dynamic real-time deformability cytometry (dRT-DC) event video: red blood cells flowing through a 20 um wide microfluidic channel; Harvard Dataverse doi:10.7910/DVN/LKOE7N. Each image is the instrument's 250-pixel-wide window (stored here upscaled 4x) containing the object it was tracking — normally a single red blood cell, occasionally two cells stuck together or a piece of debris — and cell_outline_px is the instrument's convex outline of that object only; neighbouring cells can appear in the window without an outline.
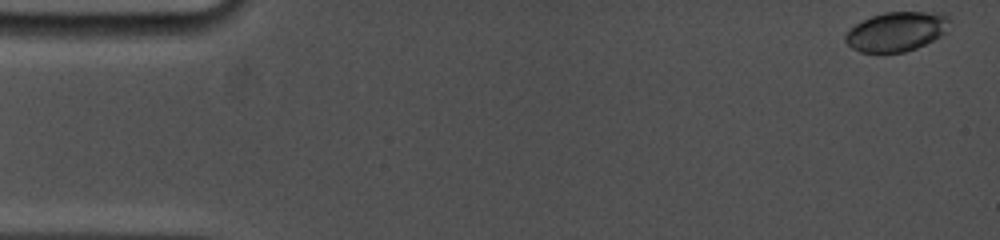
{"species": "common noctule bat (a hibernating species)", "species_latin": "Nyctalus noctula", "temperature_condition": "cold", "stored_images_in_passage": 67, "camera_frame_rate_fps": 5000, "um_per_image_px": 0.085, "animal": {"sex": "female", "body_mass_g": 19.0, "forearm_length_mm": 53.3}, "frame": {"image": 1, "passage_image": 1, "time_ms": 0.0, "image_size_px": [1000, 240], "cell_outline_px": [[952, 20], [944, 32], [940, 36], [916, 48], [904, 52], [880, 56], [860, 52], [852, 48], [844, 40], [844, 36], [856, 24], [872, 16], [884, 12], [944, 12]], "centroid_in_image_um": [76.2, 2.71], "position_along_channel_um": 8.8, "area_um2": 24.45}}
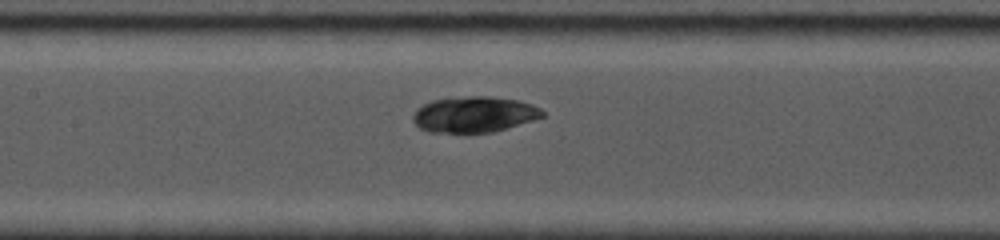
{"frame": {"image": 2, "passage_image": 34, "time_ms": 7.6, "image_size_px": [1000, 240], "cell_outline_px": [[544, 116], [532, 120], [492, 132], [428, 132], [420, 128], [412, 120], [412, 116], [416, 108], [432, 100], [468, 96], [488, 96], [520, 100], [532, 104], [540, 108], [544, 112]], "centroid_in_image_um": [40.29, 9.71], "position_along_channel_um": 167.1, "area_um2": 26.93}}
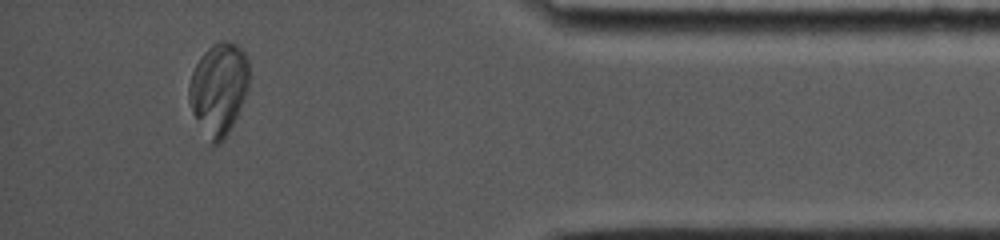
{"frame": {"image": 3, "passage_image": 63, "time_ms": 15.0, "image_size_px": [1000, 240], "cell_outline_px": [[248, 88], [240, 108], [224, 140], [220, 144], [212, 148], [192, 112], [188, 100], [188, 84], [192, 72], [196, 64], [204, 52], [212, 44], [220, 40], [228, 40], [240, 44], [248, 56]], "centroid_in_image_um": [18.58, 7.54], "position_along_channel_um": 416.6, "area_um2": 32.77}, "authors_computed_cell_mechanics": {"area_um2": 26.9348, "velocity_mm_per_s": 3.7362, "shape_relaxation_time_tau1_ms": 6.5191, "shape_relaxation_time_tau2_ms": 1.1035, "deformation_change_tau1": 0.1486, "deformation_change_tau2": 0.0176}}